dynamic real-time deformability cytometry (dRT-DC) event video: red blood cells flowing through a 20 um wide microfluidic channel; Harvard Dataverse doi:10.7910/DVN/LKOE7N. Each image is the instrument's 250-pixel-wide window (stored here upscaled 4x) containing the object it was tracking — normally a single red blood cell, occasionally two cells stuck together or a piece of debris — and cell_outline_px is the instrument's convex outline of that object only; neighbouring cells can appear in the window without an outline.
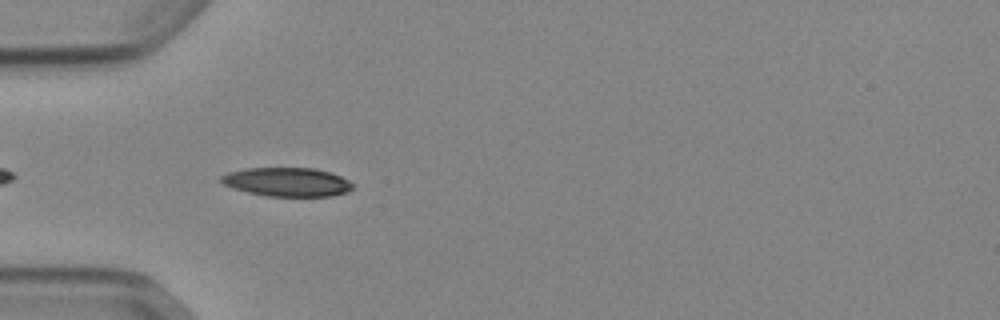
{"species": "Egyptian fruit bat (a non-hibernating species)", "species_latin": "Rousettus aegyptiacus", "temperature_condition": "cold", "stored_images_in_passage": 9, "camera_frame_rate_fps": 3000, "um_per_image_px": 0.085, "animal": {"sex": "female"}, "frame": {"image": 1, "passage_image": 3, "time_ms": 0.667, "image_size_px": [1000, 320], "cell_outline_px": [[352, 188], [348, 192], [332, 196], [268, 196], [248, 192], [224, 184], [220, 180], [220, 176], [228, 172], [244, 168], [312, 168], [328, 172], [340, 176], [348, 180], [352, 184]], "centroid_in_image_um": [24.4, 15.46], "position_along_channel_um": 60.6, "area_um2": 21.91}}